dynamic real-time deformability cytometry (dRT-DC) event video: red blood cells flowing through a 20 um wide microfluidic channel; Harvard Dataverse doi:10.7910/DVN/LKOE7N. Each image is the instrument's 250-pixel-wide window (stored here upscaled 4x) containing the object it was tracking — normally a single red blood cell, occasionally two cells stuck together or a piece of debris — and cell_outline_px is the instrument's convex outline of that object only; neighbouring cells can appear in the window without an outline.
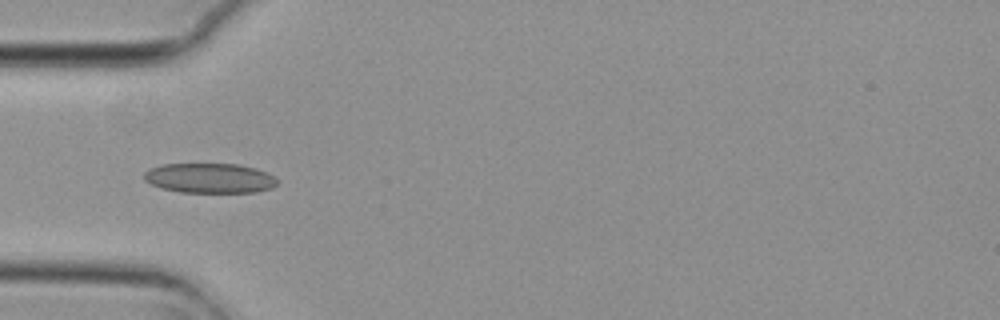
{"species": "common noctule bat (a hibernating species)", "species_latin": "Nyctalus noctula", "temperature_condition": "cold", "stored_images_in_passage": 6, "camera_frame_rate_fps": 3000, "um_per_image_px": 0.085, "animal": {"sex": "female", "body_mass_g": 29.2, "forearm_length_mm": 56.3}, "frame": {"image": 1, "passage_image": 5, "time_ms": 1.333, "image_size_px": [1000, 320], "cell_outline_px": [[280, 180], [272, 188], [256, 192], [180, 192], [160, 188], [144, 180], [144, 172], [152, 168], [164, 164], [240, 164], [256, 168], [276, 176]], "centroid_in_image_um": [17.87, 15.14], "position_along_channel_um": 67.1, "area_um2": 23.29}}
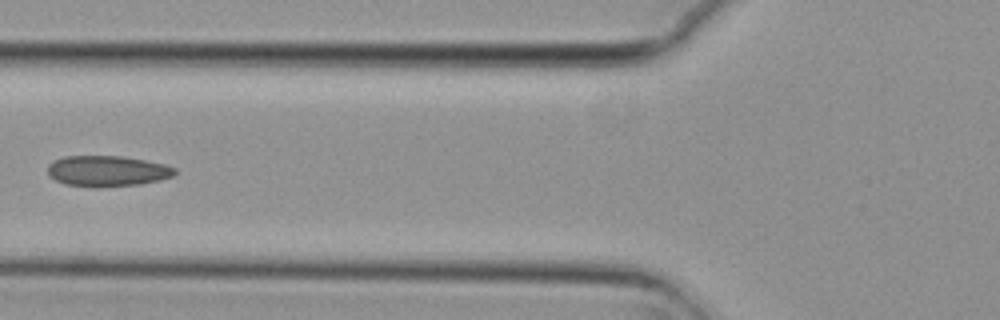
{"frame": {"image": 2, "passage_image": 6, "time_ms": 1.667, "image_size_px": [1000, 320], "cell_outline_px": [[176, 172], [172, 176], [160, 180], [140, 184], [96, 188], [92, 188], [64, 184], [56, 180], [48, 172], [48, 164], [52, 160], [64, 156], [124, 156], [164, 164], [176, 168]], "centroid_in_image_um": [9.1, 14.54], "position_along_channel_um": 116.7, "area_um2": 23.0}}